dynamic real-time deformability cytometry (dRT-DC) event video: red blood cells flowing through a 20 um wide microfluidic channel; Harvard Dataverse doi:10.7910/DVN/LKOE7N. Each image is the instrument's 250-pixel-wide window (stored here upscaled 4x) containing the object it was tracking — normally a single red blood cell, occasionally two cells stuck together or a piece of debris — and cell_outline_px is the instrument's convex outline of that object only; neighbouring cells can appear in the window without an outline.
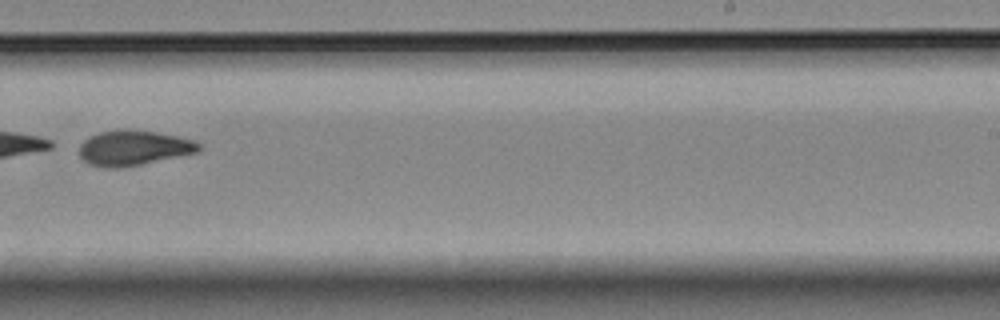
{"species": "Egyptian fruit bat (a non-hibernating species)", "species_latin": "Rousettus aegyptiacus", "temperature_condition": "room temperature", "stored_images_in_passage": 9, "camera_frame_rate_fps": 3000, "um_per_image_px": 0.085, "animal": {"sex": "female"}, "frame": {"image": 1, "passage_image": 8, "time_ms": 2.333, "image_size_px": [1000, 320], "cell_outline_px": [[200, 152], [120, 168], [108, 168], [88, 164], [80, 156], [80, 144], [88, 136], [100, 132], [124, 128], [156, 132], [196, 140], [200, 144]], "centroid_in_image_um": [11.36, 12.56], "position_along_channel_um": 277.6, "area_um2": 24.57}}